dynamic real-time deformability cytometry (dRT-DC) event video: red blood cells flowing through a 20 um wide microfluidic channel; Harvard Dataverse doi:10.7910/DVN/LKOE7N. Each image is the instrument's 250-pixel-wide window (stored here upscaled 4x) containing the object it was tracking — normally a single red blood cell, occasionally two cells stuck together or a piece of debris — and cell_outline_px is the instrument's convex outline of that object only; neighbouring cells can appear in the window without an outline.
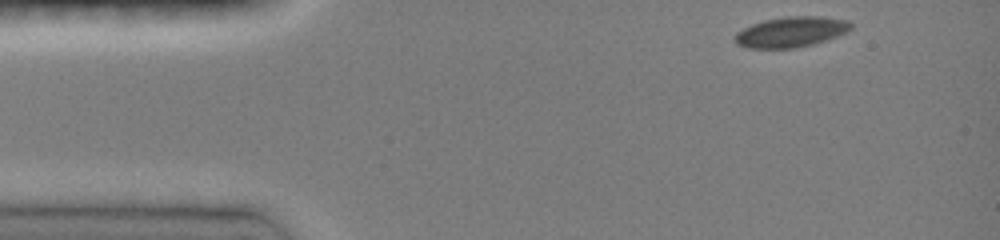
{"species": "common noctule bat (a hibernating species)", "species_latin": "Nyctalus noctula", "temperature_condition": "room temperature", "stored_images_in_passage": 39, "camera_frame_rate_fps": 3000, "um_per_image_px": 0.085, "animal": {"sex": "female", "body_mass_g": 19.0, "forearm_length_mm": 51.5}, "frame": {"image": 1, "passage_image": 1, "time_ms": 0.0, "image_size_px": [1000, 240], "cell_outline_px": [[852, 28], [836, 36], [812, 44], [796, 48], [748, 48], [736, 44], [732, 36], [736, 32], [752, 24], [764, 20], [788, 16], [820, 16], [848, 20], [852, 24]], "centroid_in_image_um": [67.19, 2.71], "position_along_channel_um": 17.8, "area_um2": 20.52}}
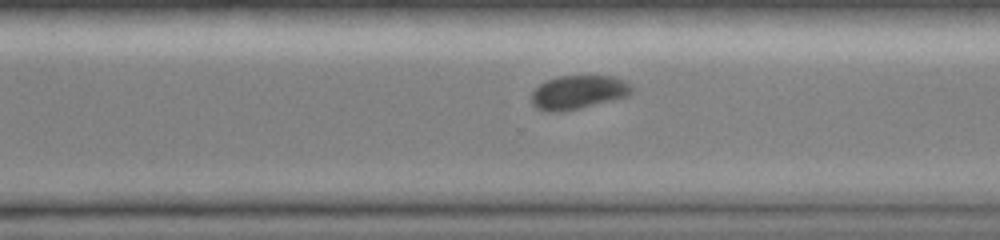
{"frame": {"image": 2, "passage_image": 29, "time_ms": 9.333, "image_size_px": [1000, 240], "cell_outline_px": [[636, 88], [628, 96], [580, 108], [560, 112], [548, 112], [536, 108], [532, 104], [532, 92], [540, 84], [548, 80], [560, 76], [612, 76], [624, 80]], "centroid_in_image_um": [49.17, 7.84], "position_along_channel_um": 321.4, "area_um2": 19.71}}
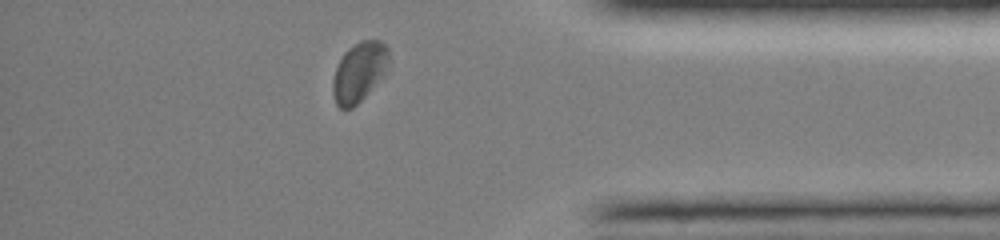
{"frame": {"image": 3, "passage_image": 36, "time_ms": 11.667, "image_size_px": [1000, 240], "cell_outline_px": [[388, 72], [352, 108], [340, 108], [336, 104], [332, 92], [332, 80], [336, 68], [344, 52], [348, 48], [360, 40], [380, 40], [388, 48]], "centroid_in_image_um": [30.53, 6.1], "position_along_channel_um": 404.7, "area_um2": 19.48}, "authors_computed_cell_mechanics": {"area_um2": 20.6346, "velocity_mm_per_s": 4.0692, "shape_relaxation_time_tau1_ms": 4.7511, "shape_relaxation_time_tau2_ms": null, "deformation_change_tau1": 0.0707, "deformation_change_tau2": null}}